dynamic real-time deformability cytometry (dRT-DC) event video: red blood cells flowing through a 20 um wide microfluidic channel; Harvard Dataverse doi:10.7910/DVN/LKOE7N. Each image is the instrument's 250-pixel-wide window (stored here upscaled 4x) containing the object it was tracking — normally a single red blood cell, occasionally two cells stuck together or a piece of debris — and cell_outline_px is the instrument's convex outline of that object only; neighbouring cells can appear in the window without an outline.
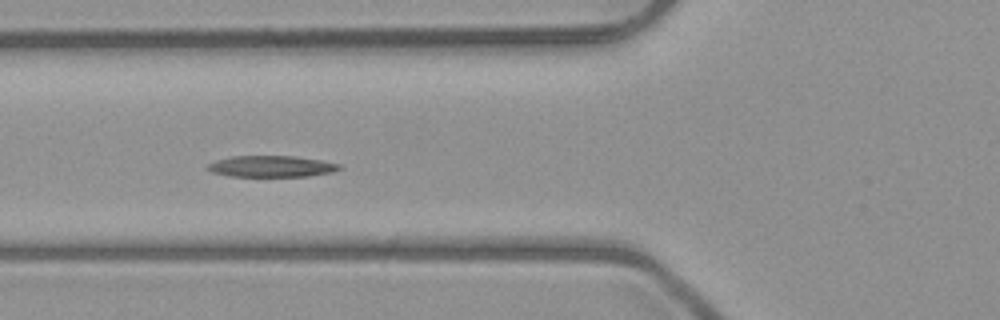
{"species": "common noctule bat (a hibernating species)", "species_latin": "Nyctalus noctula", "temperature_condition": "room temperature", "stored_images_in_passage": 9, "camera_frame_rate_fps": 3000, "um_per_image_px": 0.085, "animal": {"sex": "male", "body_mass_g": 23.1, "forearm_length_mm": 52.7}, "frame": {"image": 1, "passage_image": 7, "time_ms": 6.667, "image_size_px": [1000, 320], "cell_outline_px": [[344, 168], [332, 172], [308, 176], [228, 176], [212, 172], [204, 168], [208, 164], [216, 160], [232, 156], [296, 156], [320, 160], [340, 164]], "centroid_in_image_um": [23.06, 14.14], "position_along_channel_um": 102.7, "area_um2": 16.42}}
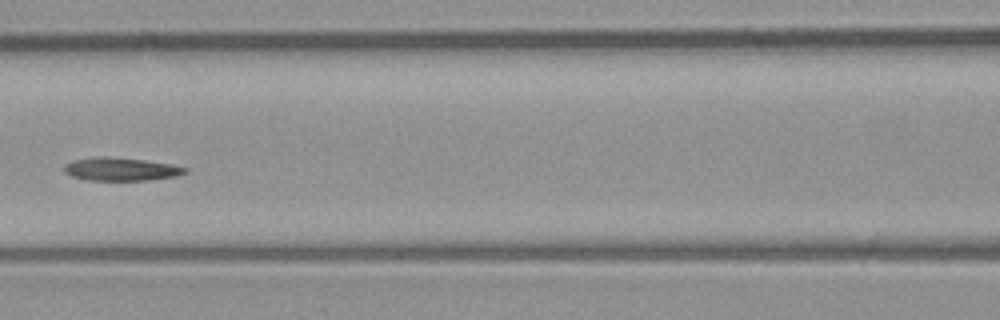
{"frame": {"image": 2, "passage_image": 8, "time_ms": 8.0, "image_size_px": [1000, 320], "cell_outline_px": [[188, 172], [176, 176], [148, 180], [88, 180], [72, 176], [64, 172], [64, 164], [72, 160], [96, 156], [108, 156], [144, 160], [172, 164], [188, 168]], "centroid_in_image_um": [10.27, 14.37], "position_along_channel_um": 156.3, "area_um2": 16.42}}
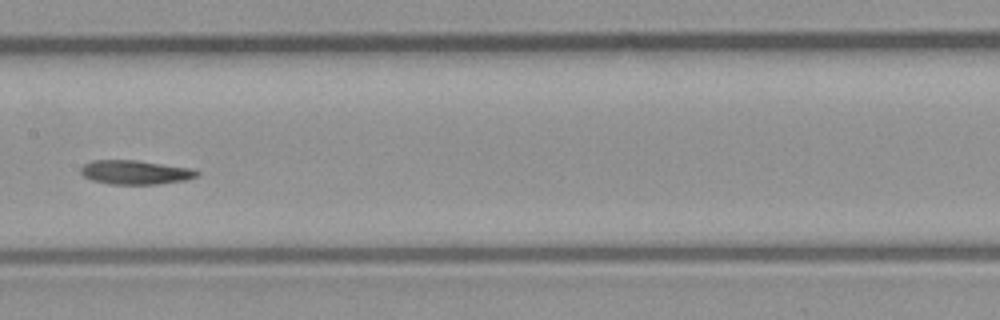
{"frame": {"image": 3, "passage_image": 9, "time_ms": 9.0, "image_size_px": [1000, 320], "cell_outline_px": [[200, 172], [196, 176], [184, 180], [160, 184], [108, 184], [92, 180], [84, 176], [80, 172], [80, 168], [84, 164], [92, 160], [136, 160], [192, 168]], "centroid_in_image_um": [11.48, 14.64], "position_along_channel_um": 195.9, "area_um2": 16.3}}